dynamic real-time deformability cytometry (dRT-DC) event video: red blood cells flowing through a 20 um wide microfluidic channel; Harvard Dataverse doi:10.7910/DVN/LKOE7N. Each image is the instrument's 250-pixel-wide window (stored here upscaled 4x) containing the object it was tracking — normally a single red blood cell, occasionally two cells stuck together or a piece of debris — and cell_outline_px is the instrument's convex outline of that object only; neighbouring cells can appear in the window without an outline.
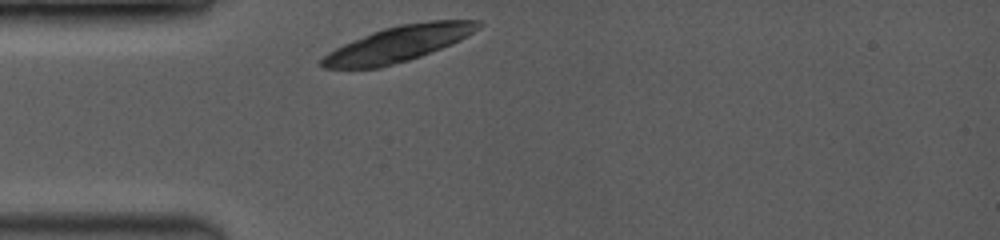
{"species": "common noctule bat (a hibernating species)", "species_latin": "Nyctalus noctula", "temperature_condition": "room temperature", "stored_images_in_passage": 1, "camera_frame_rate_fps": 3500, "um_per_image_px": 0.085, "animal": {"sex": "female", "body_mass_g": 19.0, "forearm_length_mm": 53.3}, "frame": {"image": 1, "passage_image": 1, "time_ms": 0.0, "image_size_px": [1000, 240], "cell_outline_px": [[484, 24], [480, 28], [460, 40], [420, 56], [408, 60], [380, 68], [324, 68], [320, 64], [320, 60], [328, 52], [352, 40], [372, 32], [384, 28], [400, 24], [428, 20], [480, 20]], "centroid_in_image_um": [33.88, 3.71], "position_along_channel_um": 51.1, "area_um2": 32.31}}